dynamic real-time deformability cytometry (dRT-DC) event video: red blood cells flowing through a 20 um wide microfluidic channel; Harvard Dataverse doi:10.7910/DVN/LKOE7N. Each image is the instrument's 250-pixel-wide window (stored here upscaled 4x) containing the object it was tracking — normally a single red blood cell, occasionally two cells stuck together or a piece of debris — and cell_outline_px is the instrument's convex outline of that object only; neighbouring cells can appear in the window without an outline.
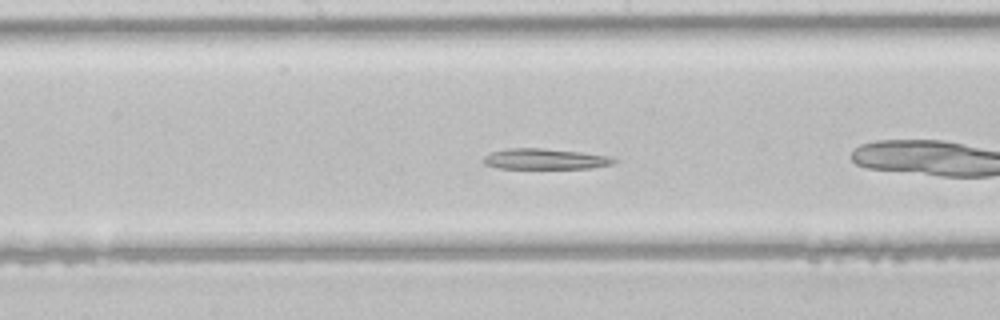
{"species": "common noctule bat (a hibernating species)", "species_latin": "Nyctalus noctula", "temperature_condition": "room temperature", "stored_images_in_passage": 34, "camera_frame_rate_fps": 3000, "um_per_image_px": 0.085, "animal": {"sex": "male", "body_mass_g": 21.5, "forearm_length_mm": 52.0}, "frame": {"image": 1, "passage_image": 10, "time_ms": 3.0, "image_size_px": [1000, 320], "cell_outline_px": [[616, 160], [612, 164], [592, 168], [496, 168], [484, 164], [480, 160], [484, 156], [492, 152], [508, 148], [544, 148], [580, 152], [612, 156]], "centroid_in_image_um": [46.29, 13.51], "position_along_channel_um": 201.9, "area_um2": 15.78}}